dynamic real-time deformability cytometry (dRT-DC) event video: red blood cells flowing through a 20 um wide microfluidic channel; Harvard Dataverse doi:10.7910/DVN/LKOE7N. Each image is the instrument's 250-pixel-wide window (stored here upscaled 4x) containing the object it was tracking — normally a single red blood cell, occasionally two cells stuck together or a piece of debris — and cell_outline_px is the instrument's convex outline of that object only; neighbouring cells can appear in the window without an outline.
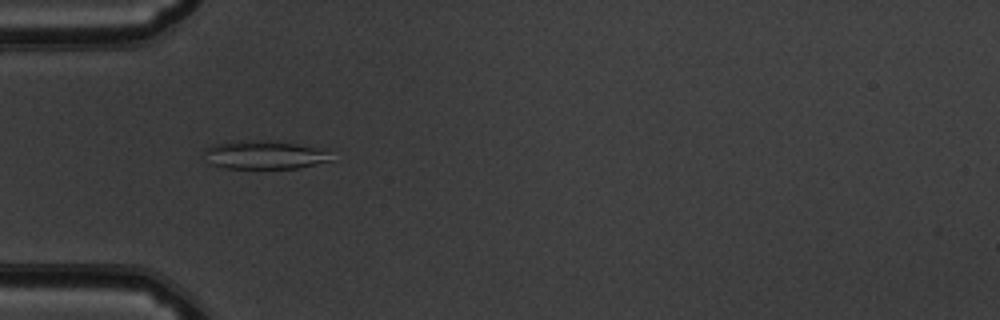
{"species": "common noctule bat (a hibernating species)", "species_latin": "Nyctalus noctula", "temperature_condition": "warm", "stored_images_in_passage": 53, "camera_frame_rate_fps": 3000, "um_per_image_px": 0.085, "animal": {"sex": "male", "body_mass_g": 19.5, "forearm_length_mm": 54.6}, "frame": {"image": 1, "passage_image": 17, "time_ms": 5.333, "image_size_px": [1000, 320], "cell_outline_px": [[332, 160], [300, 168], [228, 168], [208, 164], [204, 152], [204, 148], [216, 144], [236, 140], [272, 140], [324, 148]], "centroid_in_image_um": [22.46, 13.15], "position_along_channel_um": 62.5, "area_um2": 21.27}}
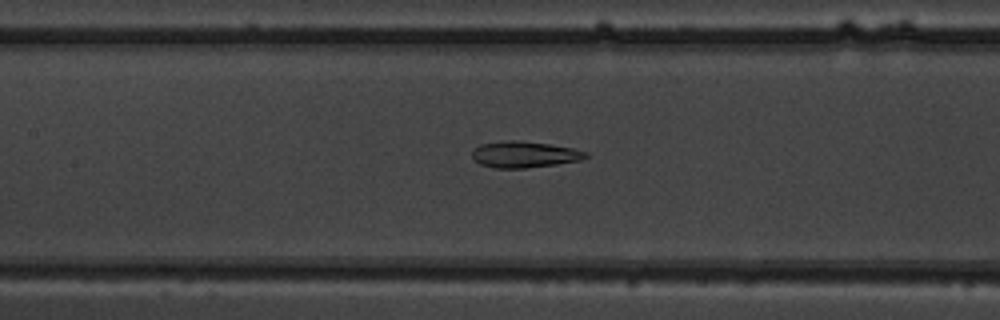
{"frame": {"image": 2, "passage_image": 25, "time_ms": 8.0, "image_size_px": [1000, 320], "cell_outline_px": [[588, 156], [580, 160], [556, 164], [524, 168], [496, 168], [480, 164], [472, 156], [472, 152], [480, 144], [508, 140], [520, 140], [552, 144], [572, 148], [588, 152]], "centroid_in_image_um": [44.59, 13.12], "position_along_channel_um": 162.8, "area_um2": 17.34}}
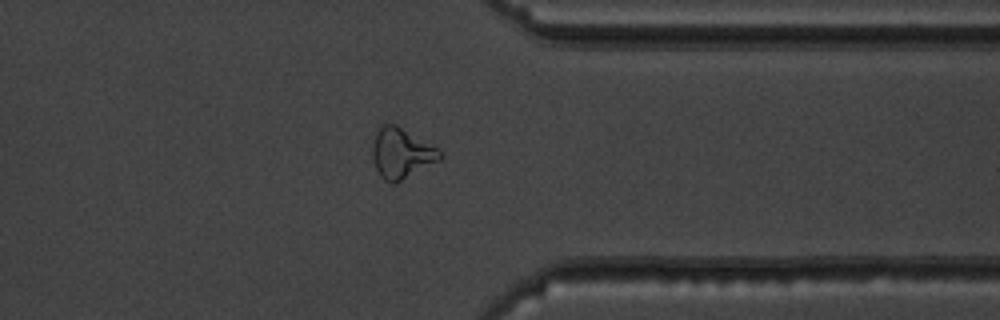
{"frame": {"image": 3, "passage_image": 42, "time_ms": 13.667, "image_size_px": [1000, 320], "cell_outline_px": [[444, 156], [440, 160], [396, 184], [392, 184], [384, 180], [380, 176], [372, 160], [372, 144], [376, 132], [380, 124], [396, 124], [444, 152]], "centroid_in_image_um": [34.11, 13.04], "position_along_channel_um": 377.3, "area_um2": 20.06}, "authors_computed_cell_mechanics": {"area_um2": 20.0566, "velocity_mm_per_s": 3.8669, "shape_relaxation_time_tau1_ms": null, "shape_relaxation_time_tau2_ms": 2.7848, "deformation_change_tau1": null, "deformation_change_tau2": 0.1108}}